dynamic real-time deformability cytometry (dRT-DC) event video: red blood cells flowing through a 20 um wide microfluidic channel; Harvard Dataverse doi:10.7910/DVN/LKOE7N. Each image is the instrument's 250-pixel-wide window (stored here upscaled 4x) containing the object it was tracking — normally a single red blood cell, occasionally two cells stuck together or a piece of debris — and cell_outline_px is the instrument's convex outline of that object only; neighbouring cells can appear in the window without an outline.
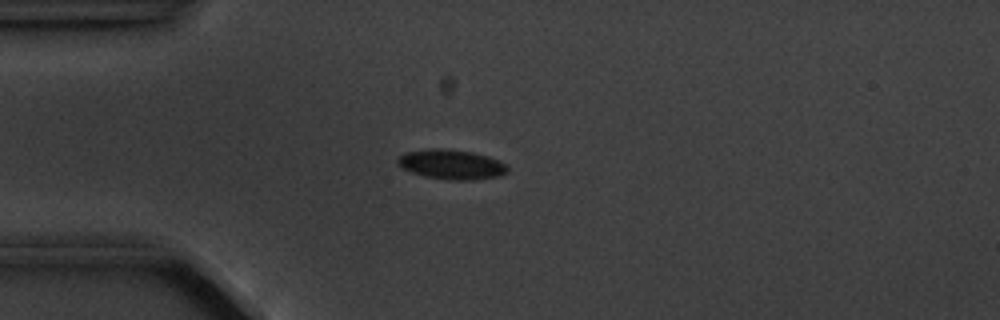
{"species": "common noctule bat (a hibernating species)", "species_latin": "Nyctalus noctula", "temperature_condition": "cold", "stored_images_in_passage": 6, "camera_frame_rate_fps": 3000, "um_per_image_px": 0.085, "animal": {"sex": "male", "body_mass_g": 20.1, "forearm_length_mm": 53.5}, "frame": {"image": 1, "passage_image": 4, "time_ms": 3.667, "image_size_px": [1000, 320], "cell_outline_px": [[508, 172], [500, 176], [472, 180], [452, 180], [424, 176], [412, 172], [396, 164], [396, 160], [404, 152], [428, 148], [440, 148], [472, 152], [488, 156], [500, 160], [508, 164]], "centroid_in_image_um": [38.4, 13.97], "position_along_channel_um": 46.6, "area_um2": 19.19}}